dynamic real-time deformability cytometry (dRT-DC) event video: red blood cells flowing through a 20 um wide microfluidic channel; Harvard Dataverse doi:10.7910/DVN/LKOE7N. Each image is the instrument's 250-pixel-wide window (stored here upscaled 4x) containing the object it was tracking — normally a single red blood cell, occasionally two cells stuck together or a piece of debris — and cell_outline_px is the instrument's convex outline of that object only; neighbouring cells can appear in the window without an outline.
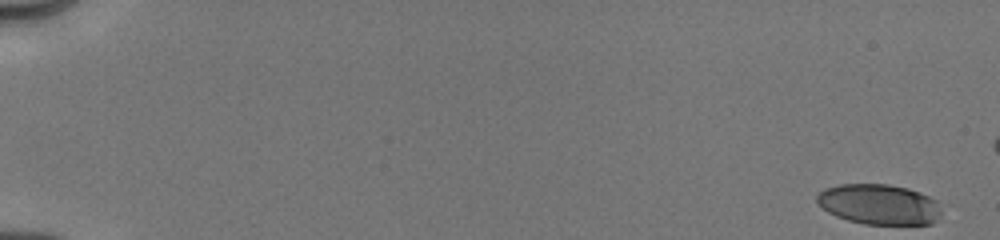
{"species": "human", "species_latin": "Homo sapiens", "temperature_condition": "cold", "stored_images_in_passage": 35, "camera_frame_rate_fps": 3000, "um_per_image_px": 0.085, "donor": {"sex": "male"}, "frame": {"image": 1, "passage_image": 1, "time_ms": 0.0, "image_size_px": [1000, 240], "cell_outline_px": [[940, 212], [936, 220], [932, 224], [864, 224], [848, 220], [836, 216], [828, 212], [816, 200], [816, 196], [824, 188], [840, 184], [888, 184], [908, 188], [920, 192], [936, 200]], "centroid_in_image_um": [74.71, 17.36], "position_along_channel_um": 10.3, "area_um2": 29.13}}
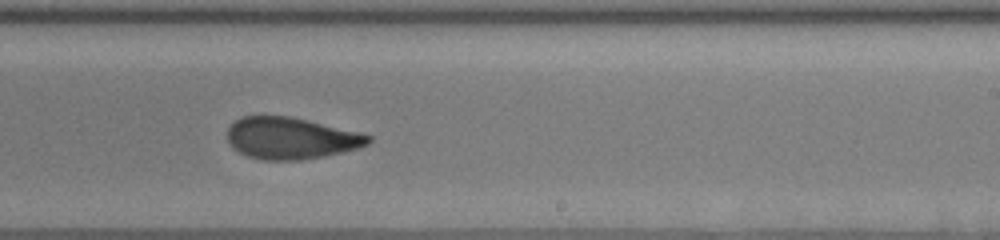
{"frame": {"image": 2, "passage_image": 23, "time_ms": 11.0, "image_size_px": [1000, 240], "cell_outline_px": [[372, 140], [368, 144], [360, 148], [324, 156], [300, 160], [260, 160], [248, 156], [240, 152], [228, 144], [228, 128], [240, 116], [288, 116], [356, 132], [372, 136]], "centroid_in_image_um": [24.7, 11.76], "position_along_channel_um": 264.3, "area_um2": 33.93}}
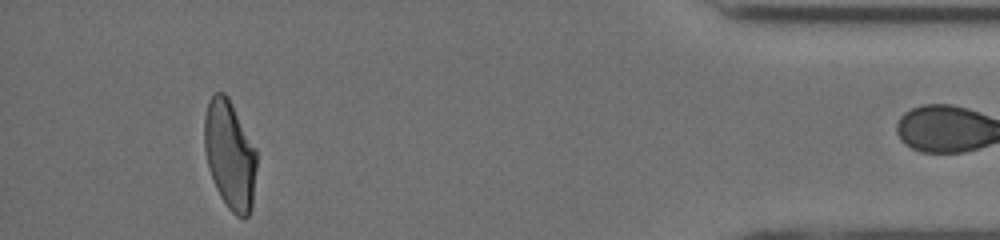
{"frame": {"image": 3, "passage_image": 34, "time_ms": 16.0, "image_size_px": [1000, 240], "cell_outline_px": [[256, 168], [252, 208], [248, 216], [244, 220], [236, 216], [228, 208], [220, 196], [216, 188], [208, 168], [204, 148], [204, 116], [208, 100], [216, 92], [224, 92], [228, 96], [256, 148]], "centroid_in_image_um": [19.53, 13.17], "position_along_channel_um": 415.7, "area_um2": 33.41}}